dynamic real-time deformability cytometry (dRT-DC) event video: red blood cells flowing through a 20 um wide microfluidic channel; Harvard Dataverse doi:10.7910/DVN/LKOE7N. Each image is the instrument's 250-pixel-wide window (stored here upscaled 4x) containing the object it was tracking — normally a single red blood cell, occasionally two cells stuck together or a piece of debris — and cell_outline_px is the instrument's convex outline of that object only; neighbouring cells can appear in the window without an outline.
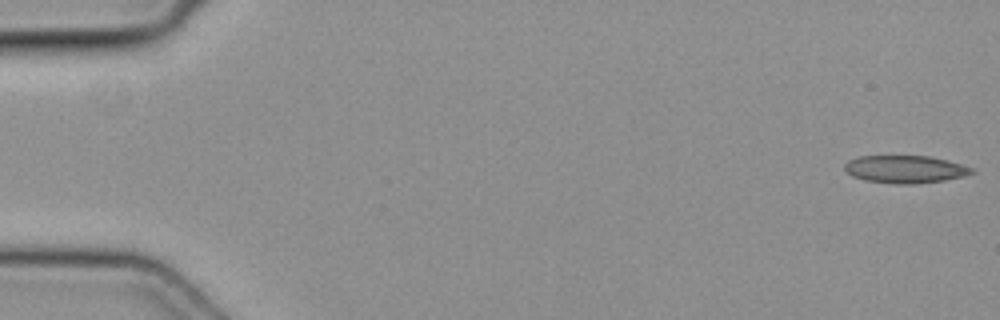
{"species": "common noctule bat (a hibernating species)", "species_latin": "Nyctalus noctula", "temperature_condition": "cold", "stored_images_in_passage": 18, "camera_frame_rate_fps": 3000, "um_per_image_px": 0.085, "animal": {"sex": "female", "body_mass_g": 19.3, "forearm_length_mm": 54.1}, "frame": {"image": 1, "passage_image": 1, "time_ms": 0.0, "image_size_px": [1000, 320], "cell_outline_px": [[976, 172], [964, 176], [944, 180], [912, 184], [896, 184], [864, 180], [852, 176], [844, 168], [844, 164], [848, 160], [856, 156], [928, 156], [948, 160], [972, 168]], "centroid_in_image_um": [76.92, 14.38], "position_along_channel_um": 8.1, "area_um2": 20.46}}
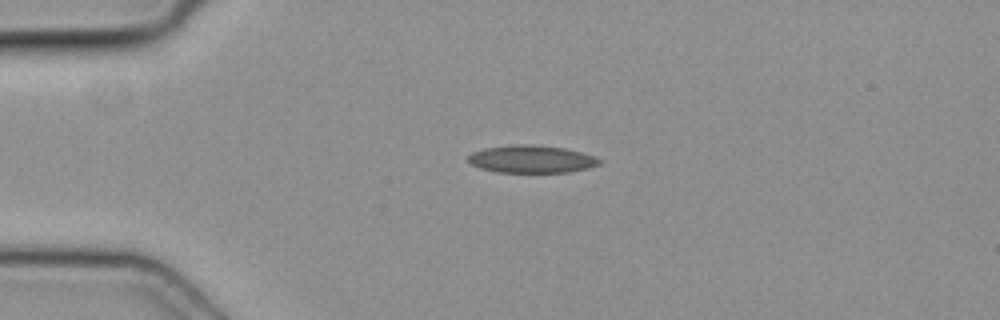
{"frame": {"image": 2, "passage_image": 12, "time_ms": 3.667, "image_size_px": [1000, 320], "cell_outline_px": [[604, 160], [600, 164], [588, 168], [568, 172], [496, 172], [480, 168], [472, 164], [468, 160], [468, 156], [472, 152], [484, 148], [516, 144], [536, 144], [564, 148], [596, 156]], "centroid_in_image_um": [45.21, 13.52], "position_along_channel_um": 39.8, "area_um2": 21.21}}
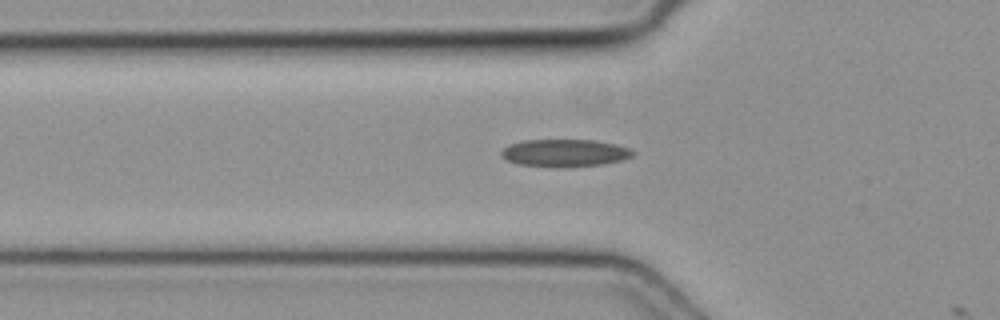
{"frame": {"image": 3, "passage_image": 17, "time_ms": 5.333, "image_size_px": [1000, 320], "cell_outline_px": [[636, 152], [632, 156], [624, 160], [604, 164], [564, 168], [552, 168], [520, 164], [508, 160], [500, 156], [500, 152], [508, 144], [524, 140], [596, 140], [616, 144], [628, 148]], "centroid_in_image_um": [48.01, 13.01], "position_along_channel_um": 77.8, "area_um2": 21.44}}